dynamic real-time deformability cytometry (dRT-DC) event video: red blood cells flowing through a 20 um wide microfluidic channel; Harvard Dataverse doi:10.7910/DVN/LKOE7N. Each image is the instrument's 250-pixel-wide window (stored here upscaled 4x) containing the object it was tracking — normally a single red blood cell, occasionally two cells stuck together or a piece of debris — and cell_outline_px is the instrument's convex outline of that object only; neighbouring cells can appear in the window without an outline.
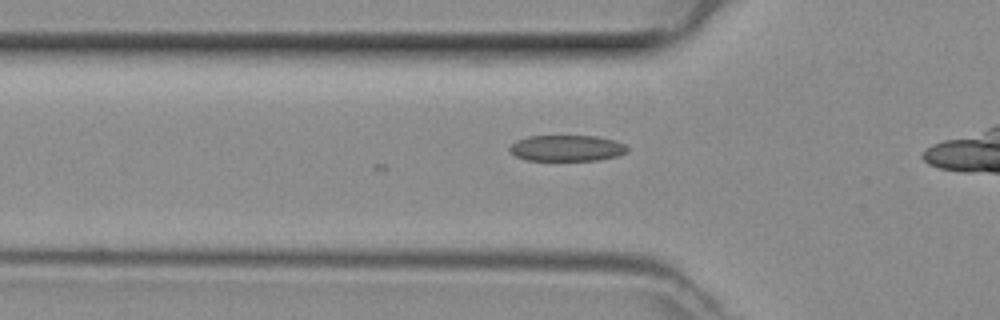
{"species": "common noctule bat (a hibernating species)", "species_latin": "Nyctalus noctula", "temperature_condition": "room temperature", "stored_images_in_passage": 4, "camera_frame_rate_fps": 3000, "um_per_image_px": 0.085, "animal": {"sex": "female", "body_mass_g": 29.2, "forearm_length_mm": 56.3}, "frame": {"image": 1, "passage_image": 4, "time_ms": 1.0, "image_size_px": [1000, 320], "cell_outline_px": [[628, 152], [616, 156], [600, 160], [524, 160], [508, 152], [508, 148], [516, 140], [528, 136], [596, 136], [616, 140], [624, 144], [628, 148]], "centroid_in_image_um": [48.16, 12.59], "position_along_channel_um": 77.6, "area_um2": 18.03}}